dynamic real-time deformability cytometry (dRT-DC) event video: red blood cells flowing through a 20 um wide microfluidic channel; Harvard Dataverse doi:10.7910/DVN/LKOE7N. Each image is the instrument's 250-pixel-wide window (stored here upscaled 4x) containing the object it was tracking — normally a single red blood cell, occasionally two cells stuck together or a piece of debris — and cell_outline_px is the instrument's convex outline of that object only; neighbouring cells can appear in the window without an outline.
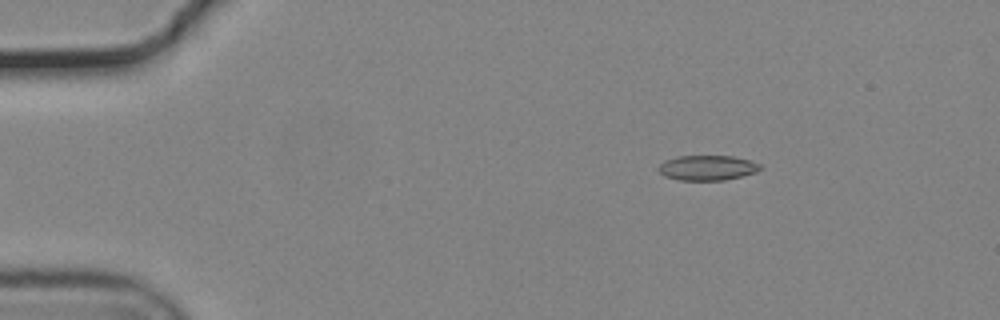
{"species": "common noctule bat (a hibernating species)", "species_latin": "Nyctalus noctula", "temperature_condition": "cold", "stored_images_in_passage": 47, "camera_frame_rate_fps": 3000, "um_per_image_px": 0.085, "animal": {"sex": "male", "body_mass_g": 19.2, "forearm_length_mm": 51.8}, "frame": {"image": 1, "passage_image": 1, "time_ms": 0.0, "image_size_px": [1000, 320], "cell_outline_px": [[760, 168], [756, 172], [724, 180], [680, 180], [664, 176], [656, 168], [664, 160], [676, 156], [732, 156], [748, 160], [760, 164]], "centroid_in_image_um": [60.06, 14.26], "position_along_channel_um": 24.9, "area_um2": 14.74}}
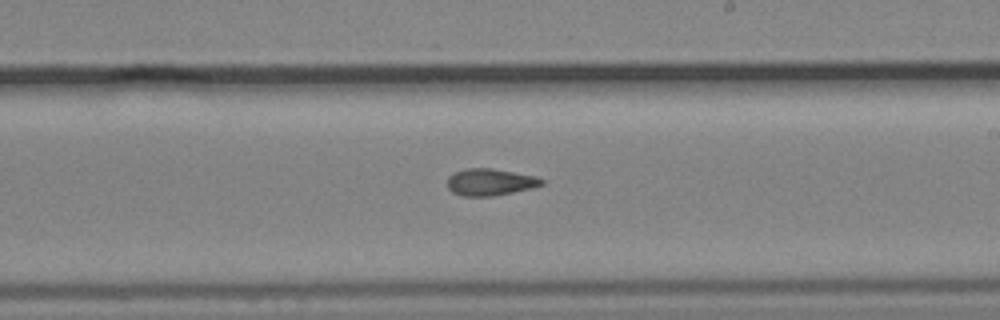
{"frame": {"image": 2, "passage_image": 25, "time_ms": 8.0, "image_size_px": [1000, 320], "cell_outline_px": [[544, 184], [532, 188], [492, 196], [460, 196], [452, 192], [448, 188], [448, 176], [456, 172], [468, 168], [492, 168], [536, 176], [544, 180]], "centroid_in_image_um": [41.66, 15.48], "position_along_channel_um": 247.3, "area_um2": 14.74}}
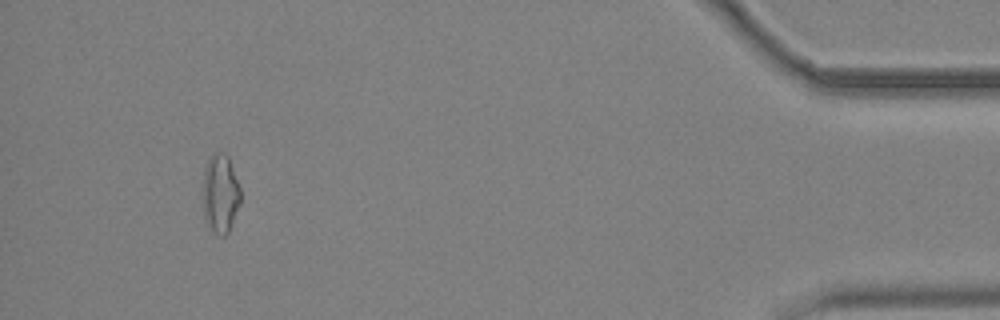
{"frame": {"image": 3, "passage_image": 44, "time_ms": 14.333, "image_size_px": [1000, 320], "cell_outline_px": [[240, 204], [228, 232], [224, 236], [220, 236], [204, 224], [204, 168], [208, 160], [216, 152], [220, 152], [228, 156], [240, 188]], "centroid_in_image_um": [18.73, 16.49], "position_along_channel_um": 416.5, "area_um2": 17.11}, "authors_computed_cell_mechanics": {"area_um2": 15.0858, "velocity_mm_per_s": 3.7369, "shape_relaxation_time_tau1_ms": null, "shape_relaxation_time_tau2_ms": 6.8018, "deformation_change_tau1": null, "deformation_change_tau2": 0.1317}}